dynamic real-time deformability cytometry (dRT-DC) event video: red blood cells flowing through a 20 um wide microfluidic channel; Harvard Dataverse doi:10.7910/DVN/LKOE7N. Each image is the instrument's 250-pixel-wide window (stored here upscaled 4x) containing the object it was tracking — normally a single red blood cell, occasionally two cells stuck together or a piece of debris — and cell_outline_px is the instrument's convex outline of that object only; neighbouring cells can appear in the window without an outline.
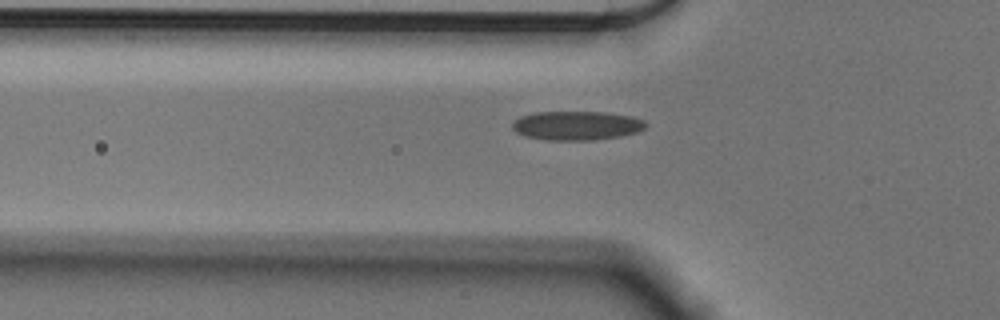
{"species": "Egyptian fruit bat (a non-hibernating species)", "species_latin": "Rousettus aegyptiacus", "temperature_condition": "cold", "stored_images_in_passage": 37, "camera_frame_rate_fps": 3000, "um_per_image_px": 0.085, "animal": {"sex": "male"}, "frame": {"image": 1, "passage_image": 6, "time_ms": 1.667, "image_size_px": [1000, 320], "cell_outline_px": [[648, 124], [644, 128], [636, 132], [620, 136], [592, 140], [544, 140], [524, 136], [516, 132], [512, 128], [512, 124], [520, 116], [532, 112], [604, 112], [632, 116], [644, 120]], "centroid_in_image_um": [49.0, 10.67], "position_along_channel_um": 76.8, "area_um2": 22.66}}
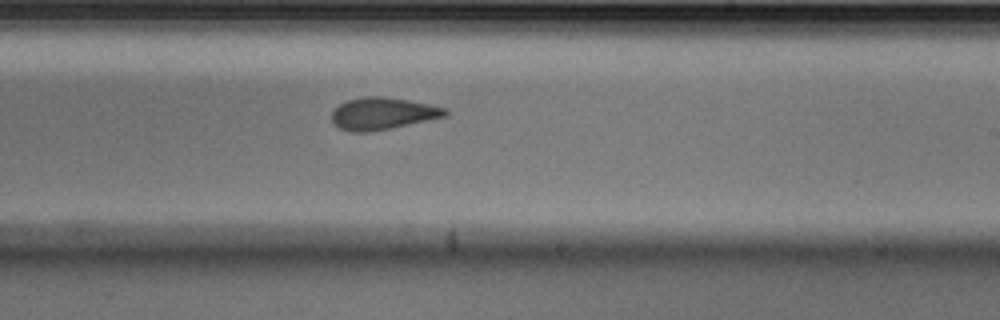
{"frame": {"image": 2, "passage_image": 21, "time_ms": 6.667, "image_size_px": [1000, 320], "cell_outline_px": [[448, 116], [392, 128], [372, 132], [352, 132], [340, 128], [332, 120], [332, 112], [344, 100], [364, 96], [384, 96], [408, 100], [448, 108]], "centroid_in_image_um": [32.55, 9.65], "position_along_channel_um": 256.5, "area_um2": 21.39}}
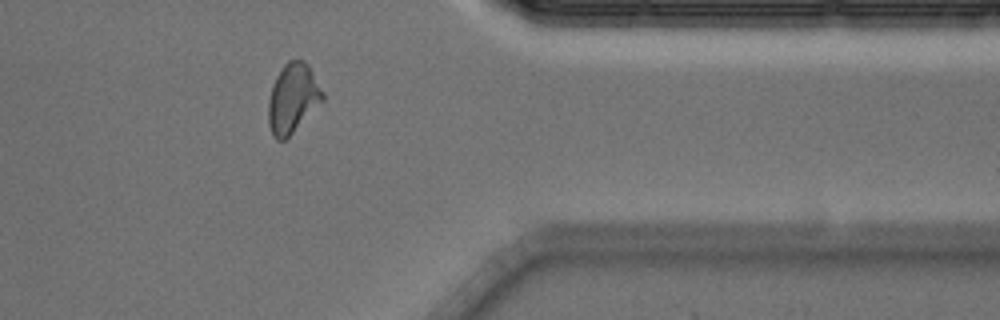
{"frame": {"image": 3, "passage_image": 33, "time_ms": 10.667, "image_size_px": [1000, 320], "cell_outline_px": [[324, 100], [284, 140], [276, 140], [272, 136], [268, 124], [268, 100], [272, 84], [276, 76], [284, 64], [288, 60], [304, 60], [308, 64], [324, 92]], "centroid_in_image_um": [24.87, 8.34], "position_along_channel_um": 386.5, "area_um2": 21.96}}